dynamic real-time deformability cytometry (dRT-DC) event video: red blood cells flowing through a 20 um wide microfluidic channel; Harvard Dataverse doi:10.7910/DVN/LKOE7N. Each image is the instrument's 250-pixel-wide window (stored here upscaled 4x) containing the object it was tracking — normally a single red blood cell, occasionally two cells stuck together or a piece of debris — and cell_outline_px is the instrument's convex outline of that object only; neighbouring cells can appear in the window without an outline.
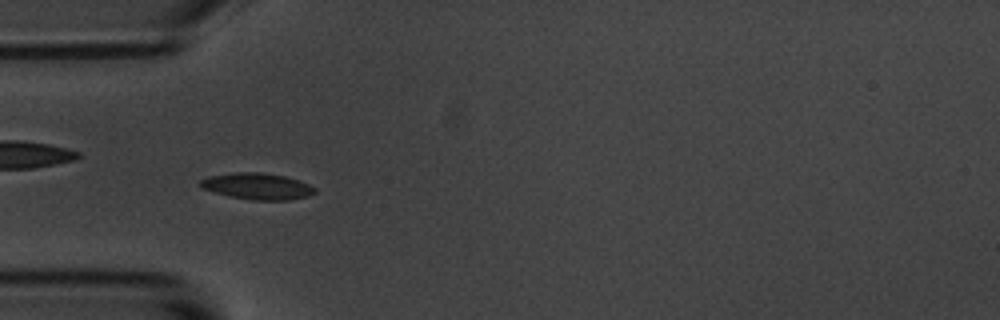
{"species": "common noctule bat (a hibernating species)", "species_latin": "Nyctalus noctula", "temperature_condition": "room temperature", "stored_images_in_passage": 54, "camera_frame_rate_fps": 3000, "um_per_image_px": 0.085, "animal": {"sex": "male", "body_mass_g": 20.1, "forearm_length_mm": 53.5}, "frame": {"image": 1, "passage_image": 16, "time_ms": 5.0, "image_size_px": [1000, 320], "cell_outline_px": [[316, 192], [308, 196], [288, 200], [252, 200], [228, 196], [204, 188], [200, 184], [200, 180], [212, 176], [236, 172], [260, 172], [284, 176], [308, 184], [316, 188]], "centroid_in_image_um": [21.91, 15.84], "position_along_channel_um": 63.1, "area_um2": 17.28}}
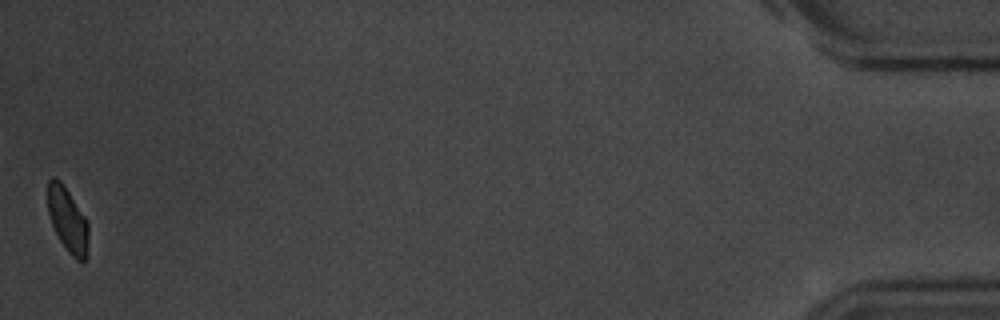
{"frame": {"image": 2, "passage_image": 54, "time_ms": 17.667, "image_size_px": [1000, 320], "cell_outline_px": [[88, 252], [84, 260], [76, 260], [68, 252], [60, 240], [52, 224], [48, 212], [48, 180], [52, 176], [56, 176], [60, 180], [88, 220]], "centroid_in_image_um": [5.76, 18.67], "position_along_channel_um": 429.4, "area_um2": 15.32}, "authors_computed_cell_mechanics": {"area_um2": 16.5886, "velocity_mm_per_s": 3.6507, "shape_relaxation_time_tau1_ms": 2.1238, "shape_relaxation_time_tau2_ms": 2.7565, "deformation_change_tau1": 0.0921, "deformation_change_tau2": 0.0472}}